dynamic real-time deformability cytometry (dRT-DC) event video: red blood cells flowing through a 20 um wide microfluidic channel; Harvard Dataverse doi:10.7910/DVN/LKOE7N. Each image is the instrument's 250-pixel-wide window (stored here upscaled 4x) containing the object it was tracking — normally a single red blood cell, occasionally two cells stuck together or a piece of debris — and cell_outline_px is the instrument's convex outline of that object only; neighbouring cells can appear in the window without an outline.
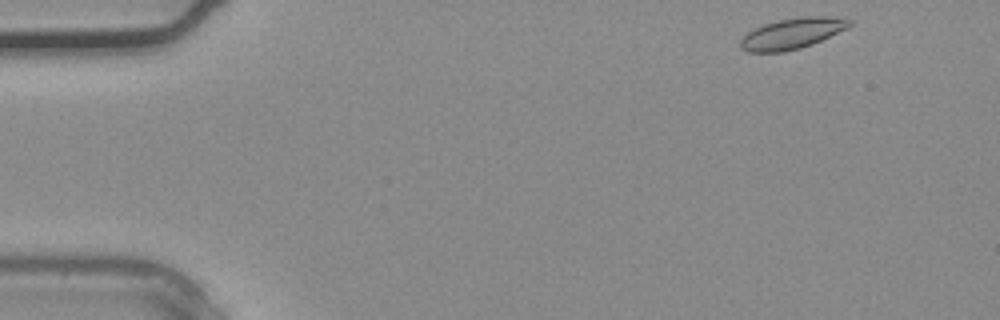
{"species": "common noctule bat (a hibernating species)", "species_latin": "Nyctalus noctula", "temperature_condition": "warm", "stored_images_in_passage": 34, "camera_frame_rate_fps": 3000, "um_per_image_px": 0.085, "animal": {"sex": "male", "body_mass_g": 20.4}, "frame": {"image": 1, "passage_image": 1, "time_ms": 0.0, "image_size_px": [1000, 320], "cell_outline_px": [[856, 20], [852, 24], [812, 44], [800, 48], [780, 52], [748, 52], [740, 48], [740, 40], [748, 32], [764, 24], [776, 20], [804, 16], [828, 16]], "centroid_in_image_um": [67.31, 2.84], "position_along_channel_um": 17.7, "area_um2": 19.31}}
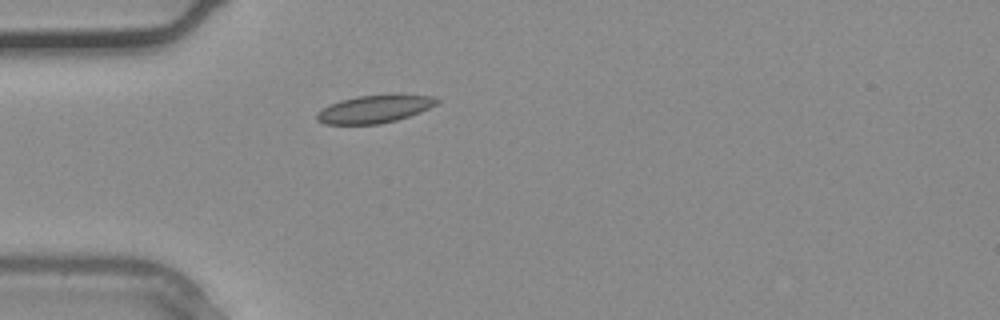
{"frame": {"image": 2, "passage_image": 8, "time_ms": 2.333, "image_size_px": [1000, 320], "cell_outline_px": [[440, 100], [436, 104], [420, 112], [396, 120], [380, 124], [324, 124], [316, 120], [316, 112], [320, 108], [328, 104], [340, 100], [356, 96], [432, 96]], "centroid_in_image_um": [31.72, 9.29], "position_along_channel_um": 53.3, "area_um2": 19.02}}
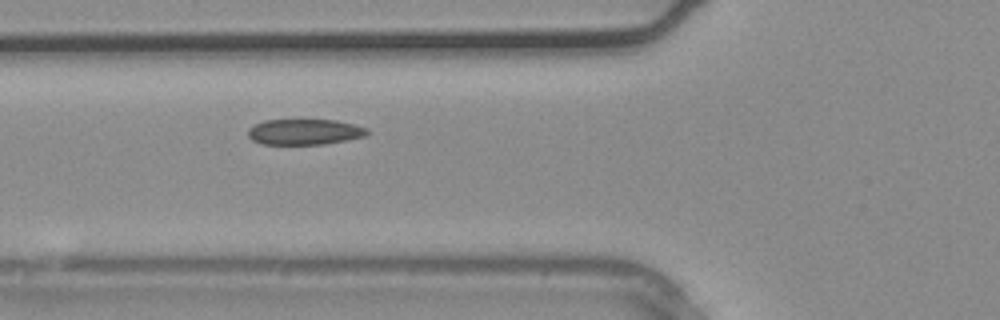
{"frame": {"image": 3, "passage_image": 11, "time_ms": 3.333, "image_size_px": [1000, 320], "cell_outline_px": [[368, 132], [364, 136], [348, 140], [324, 144], [260, 144], [252, 140], [248, 136], [248, 128], [264, 120], [336, 120], [368, 128]], "centroid_in_image_um": [25.87, 11.21], "position_along_channel_um": 99.9, "area_um2": 17.8}}